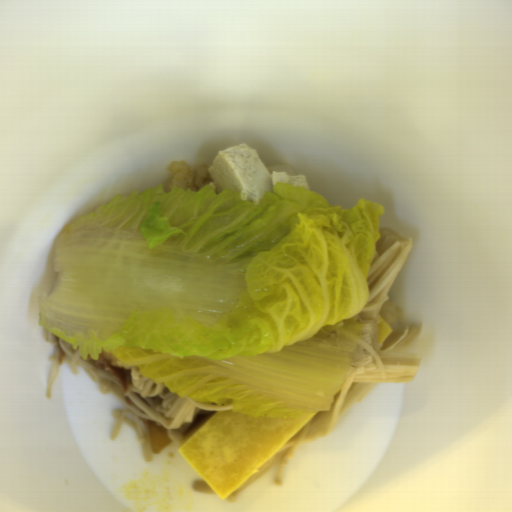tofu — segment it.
Wrapping results in <instances>:
<instances>
[{
	"label": "tofu",
	"instance_id": "obj_1",
	"mask_svg": "<svg viewBox=\"0 0 512 512\" xmlns=\"http://www.w3.org/2000/svg\"><path fill=\"white\" fill-rule=\"evenodd\" d=\"M215 190L234 188L241 201L257 204L261 198L273 191L277 183L302 187L309 191L305 174H295L288 164L266 166L259 154L250 145L239 143L217 153L208 166Z\"/></svg>",
	"mask_w": 512,
	"mask_h": 512
}]
</instances>
